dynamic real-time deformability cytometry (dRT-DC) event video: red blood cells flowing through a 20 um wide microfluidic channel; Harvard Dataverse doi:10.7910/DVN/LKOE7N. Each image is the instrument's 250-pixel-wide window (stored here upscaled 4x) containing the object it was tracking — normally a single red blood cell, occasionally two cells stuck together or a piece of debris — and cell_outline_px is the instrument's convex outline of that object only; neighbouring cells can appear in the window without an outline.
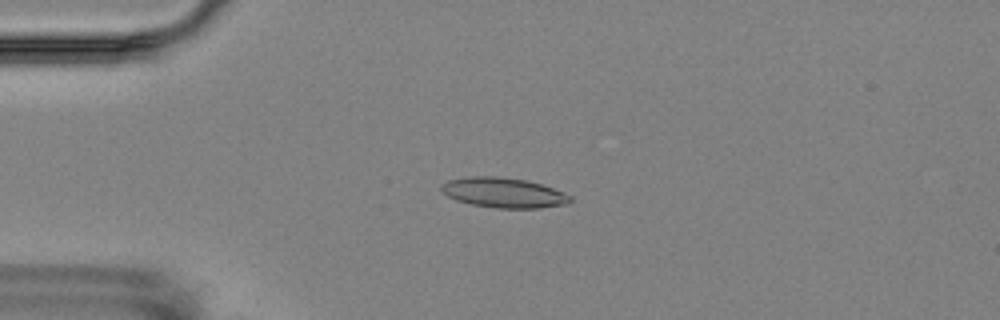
{"species": "Egyptian fruit bat (a non-hibernating species)", "species_latin": "Rousettus aegyptiacus", "temperature_condition": "room temperature", "stored_images_in_passage": 14, "camera_frame_rate_fps": 3000, "um_per_image_px": 0.085, "animal": {"sex": "female"}, "frame": {"image": 1, "passage_image": 3, "time_ms": 3.0, "image_size_px": [1000, 320], "cell_outline_px": [[572, 200], [568, 204], [540, 208], [496, 208], [472, 204], [456, 200], [448, 196], [440, 188], [440, 184], [448, 180], [468, 176], [496, 176], [524, 180], [540, 184], [564, 192], [572, 196]], "centroid_in_image_um": [42.81, 16.38], "position_along_channel_um": 42.2, "area_um2": 22.54}}
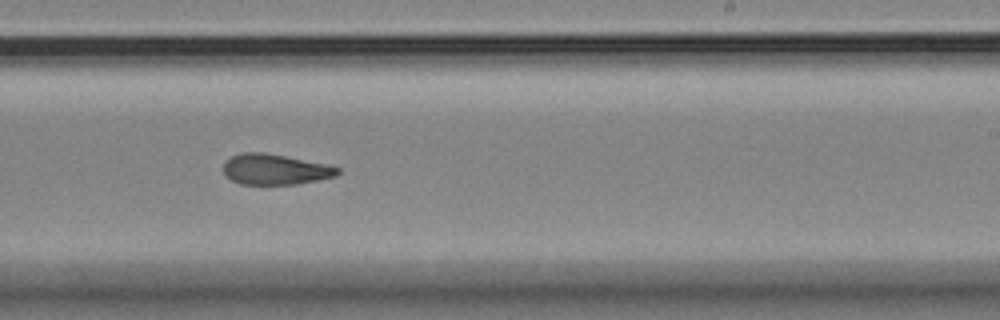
{"frame": {"image": 2, "passage_image": 9, "time_ms": 10.0, "image_size_px": [1000, 320], "cell_outline_px": [[340, 172], [336, 176], [296, 184], [240, 184], [224, 176], [224, 160], [240, 152], [264, 152], [328, 164], [340, 168]], "centroid_in_image_um": [23.36, 14.39], "position_along_channel_um": 265.6, "area_um2": 20.46}}
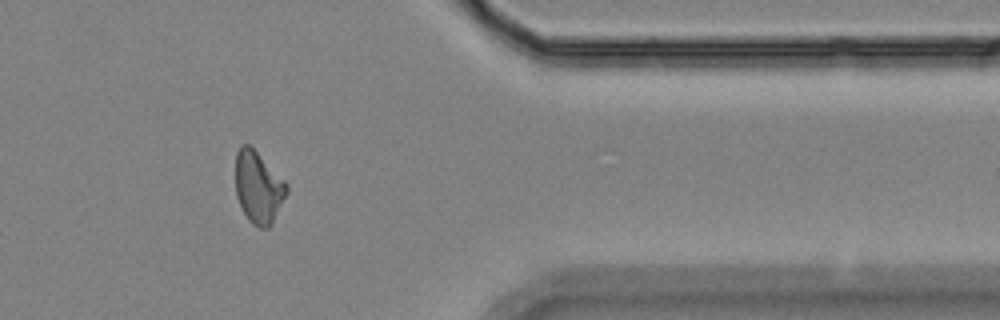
{"frame": {"image": 3, "passage_image": 12, "time_ms": 14.0, "image_size_px": [1000, 320], "cell_outline_px": [[288, 192], [272, 224], [268, 228], [260, 228], [252, 224], [248, 220], [236, 196], [236, 152], [240, 144], [248, 144], [288, 184]], "centroid_in_image_um": [21.96, 15.95], "position_along_channel_um": 389.4, "area_um2": 21.27}, "authors_computed_cell_mechanics": {"area_um2": 21.1259, "velocity_mm_per_s": 3.5223, "shape_relaxation_time_tau1_ms": null, "shape_relaxation_time_tau2_ms": 2.796, "deformation_change_tau1": null, "deformation_change_tau2": 0.0988}}